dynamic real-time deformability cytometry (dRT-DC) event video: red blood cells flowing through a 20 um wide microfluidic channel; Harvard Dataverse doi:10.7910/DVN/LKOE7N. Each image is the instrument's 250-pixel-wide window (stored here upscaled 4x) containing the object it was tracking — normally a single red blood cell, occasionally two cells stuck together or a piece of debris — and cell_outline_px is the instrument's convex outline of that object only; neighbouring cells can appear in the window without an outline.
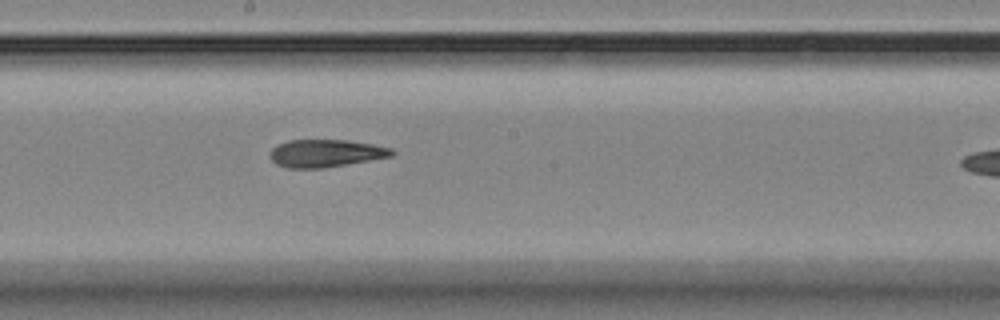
{"species": "Egyptian fruit bat (a non-hibernating species)", "species_latin": "Rousettus aegyptiacus", "temperature_condition": "room temperature", "stored_images_in_passage": 10, "segment_of_instrument_passage": [1, 2], "camera_frame_rate_fps": 3000, "um_per_image_px": 0.085, "animal": {"sex": "female"}, "frame": {"image": 1, "passage_image": 9, "time_ms": 11.0, "image_size_px": [1000, 320], "cell_outline_px": [[396, 152], [392, 156], [324, 168], [288, 168], [276, 164], [272, 160], [272, 148], [276, 144], [288, 140], [348, 140], [372, 144], [392, 148]], "centroid_in_image_um": [27.7, 13.02], "position_along_channel_um": 220.5, "area_um2": 19.54}}